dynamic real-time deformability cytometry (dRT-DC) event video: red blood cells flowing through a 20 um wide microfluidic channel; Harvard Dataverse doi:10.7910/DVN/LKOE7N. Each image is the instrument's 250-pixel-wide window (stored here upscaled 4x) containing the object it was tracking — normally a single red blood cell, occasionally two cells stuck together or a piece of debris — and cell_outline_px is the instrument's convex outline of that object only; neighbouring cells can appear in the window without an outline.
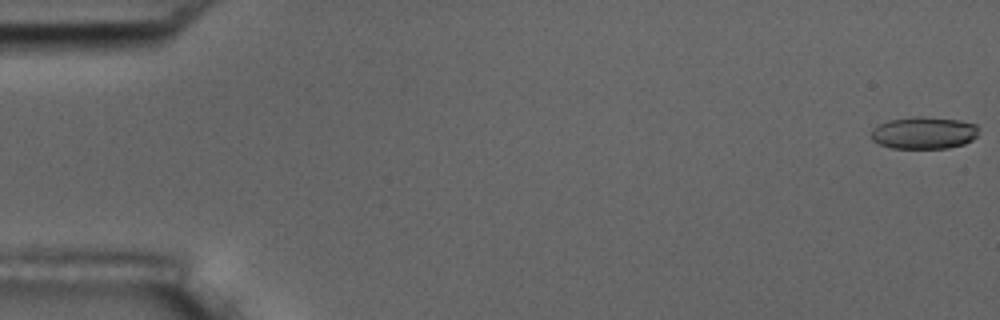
{"species": "common noctule bat (a hibernating species)", "species_latin": "Nyctalus noctula", "temperature_condition": "room temperature", "stored_images_in_passage": 3, "camera_frame_rate_fps": 3000, "um_per_image_px": 0.085, "animal": {"sex": "male", "body_mass_g": 17.5, "forearm_length_mm": 52.3}, "frame": {"image": 1, "passage_image": 1, "time_ms": 0.0, "image_size_px": [1000, 320], "cell_outline_px": [[976, 136], [972, 140], [964, 144], [948, 148], [892, 148], [880, 144], [872, 140], [872, 128], [888, 120], [912, 116], [924, 116], [960, 120], [976, 124]], "centroid_in_image_um": [78.51, 11.28], "position_along_channel_um": 6.5, "area_um2": 20.17}}